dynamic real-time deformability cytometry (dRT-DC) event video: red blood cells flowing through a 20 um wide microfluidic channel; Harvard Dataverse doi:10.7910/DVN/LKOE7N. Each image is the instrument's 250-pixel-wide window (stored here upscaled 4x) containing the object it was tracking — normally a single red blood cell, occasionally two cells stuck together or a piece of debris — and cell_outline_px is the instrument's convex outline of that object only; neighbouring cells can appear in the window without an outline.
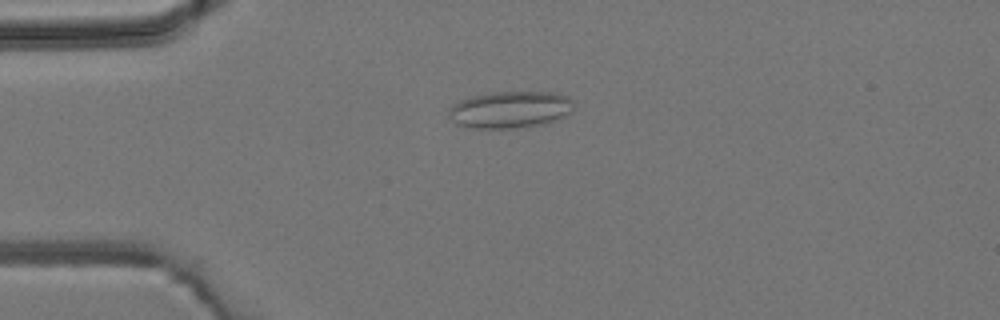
{"species": "common noctule bat (a hibernating species)", "species_latin": "Nyctalus noctula", "temperature_condition": "room temperature", "stored_images_in_passage": 4, "camera_frame_rate_fps": 3000, "um_per_image_px": 0.085, "animal": {"sex": "male", "body_mass_g": 19.2, "forearm_length_mm": 51.8}, "frame": {"image": 1, "passage_image": 1, "time_ms": 0.0, "image_size_px": [1000, 320], "cell_outline_px": [[576, 108], [548, 124], [516, 128], [476, 128], [456, 124], [448, 116], [448, 112], [460, 100], [472, 96], [492, 92], [552, 92], [568, 96], [572, 100]], "centroid_in_image_um": [43.4, 9.32], "position_along_channel_um": 41.6, "area_um2": 26.88}}
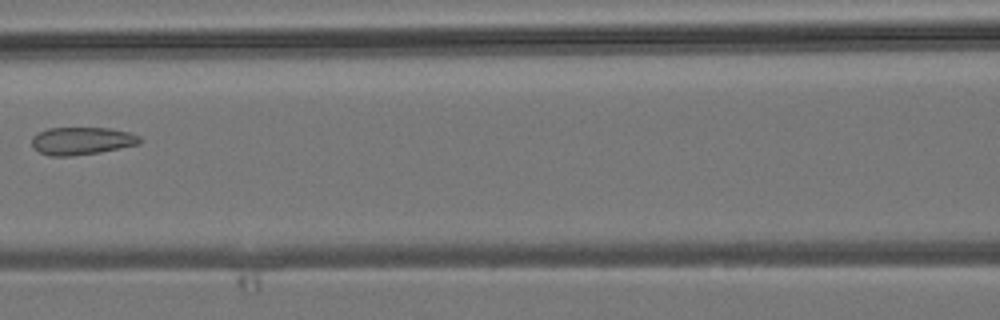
{"frame": {"image": 2, "passage_image": 4, "time_ms": 3.333, "image_size_px": [1000, 320], "cell_outline_px": [[144, 140], [140, 144], [100, 152], [72, 156], [52, 156], [40, 152], [32, 148], [32, 136], [48, 128], [112, 128], [128, 132], [140, 136]], "centroid_in_image_um": [6.98, 11.97], "position_along_channel_um": 159.6, "area_um2": 17.51}}